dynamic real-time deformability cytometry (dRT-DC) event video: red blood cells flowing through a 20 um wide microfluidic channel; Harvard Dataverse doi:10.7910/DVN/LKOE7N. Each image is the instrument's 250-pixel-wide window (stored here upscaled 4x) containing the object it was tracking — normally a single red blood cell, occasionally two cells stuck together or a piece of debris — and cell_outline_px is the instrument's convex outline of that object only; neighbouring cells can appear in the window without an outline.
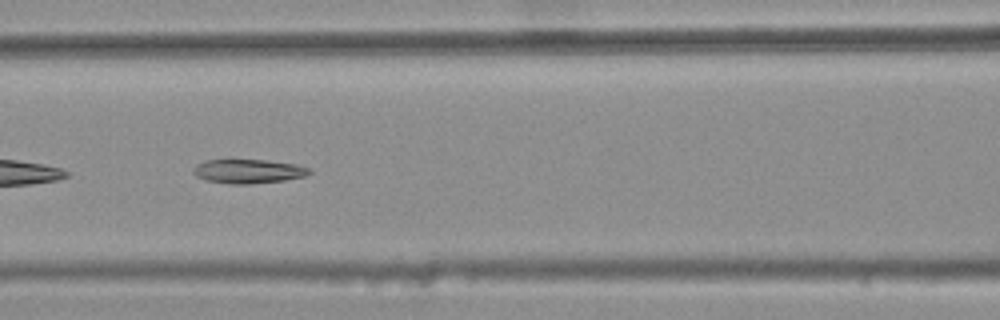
{"species": "common noctule bat (a hibernating species)", "species_latin": "Nyctalus noctula", "temperature_condition": "warm", "stored_images_in_passage": 14, "camera_frame_rate_fps": 3000, "um_per_image_px": 0.085, "animal": {"sex": "female", "body_mass_g": 25.1}, "frame": {"image": 1, "passage_image": 8, "time_ms": 2.333, "image_size_px": [1000, 320], "cell_outline_px": [[312, 172], [304, 176], [284, 180], [252, 184], [232, 184], [204, 180], [196, 176], [192, 172], [192, 168], [196, 164], [204, 160], [268, 160], [296, 164], [312, 168]], "centroid_in_image_um": [21.09, 14.55], "position_along_channel_um": 145.5, "area_um2": 16.47}}